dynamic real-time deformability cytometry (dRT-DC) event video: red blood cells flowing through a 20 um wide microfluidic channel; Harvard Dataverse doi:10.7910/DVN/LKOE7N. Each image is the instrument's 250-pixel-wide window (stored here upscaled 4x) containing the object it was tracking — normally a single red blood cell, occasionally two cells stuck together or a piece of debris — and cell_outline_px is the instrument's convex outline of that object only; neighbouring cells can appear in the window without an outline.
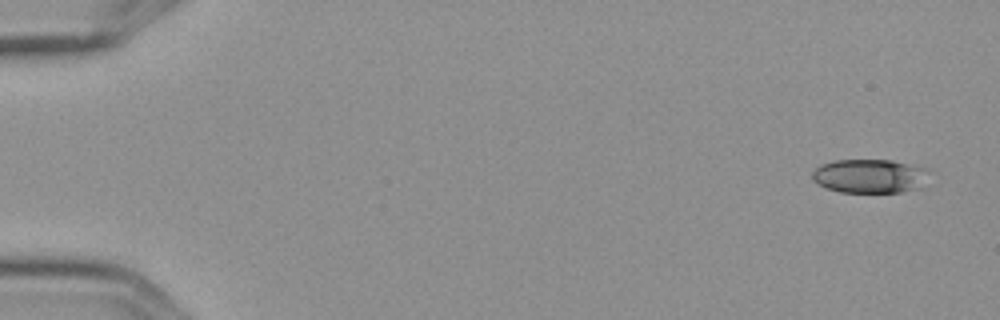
{"species": "Egyptian fruit bat (a non-hibernating species)", "species_latin": "Rousettus aegyptiacus", "temperature_condition": "cold", "stored_images_in_passage": 5, "camera_frame_rate_fps": 3000, "um_per_image_px": 0.085, "frame": {"image": 1, "passage_image": 1, "time_ms": 0.0, "image_size_px": [1000, 320], "cell_outline_px": [[932, 168], [924, 188], [900, 192], [840, 192], [824, 188], [812, 180], [812, 172], [820, 164], [832, 160], [892, 160]], "centroid_in_image_um": [74.0, 14.96], "position_along_channel_um": 11.0, "area_um2": 23.87}}